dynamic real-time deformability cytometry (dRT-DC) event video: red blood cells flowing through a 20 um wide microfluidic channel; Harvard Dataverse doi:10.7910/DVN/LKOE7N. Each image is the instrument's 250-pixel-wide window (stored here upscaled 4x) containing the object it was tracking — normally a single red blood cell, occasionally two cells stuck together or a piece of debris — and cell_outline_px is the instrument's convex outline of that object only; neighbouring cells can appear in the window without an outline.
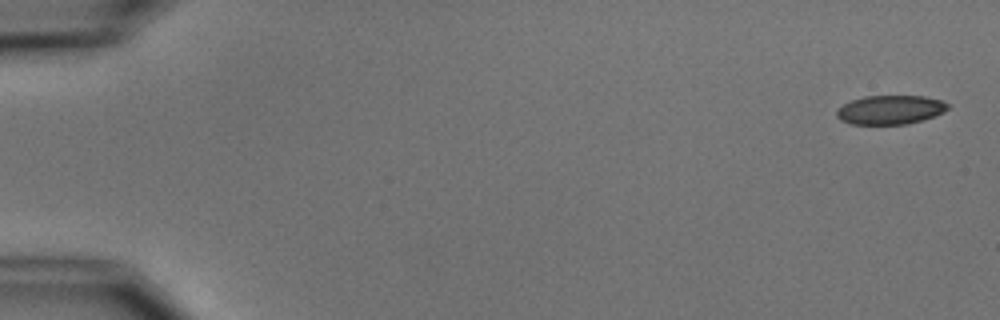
{"species": "common noctule bat (a hibernating species)", "species_latin": "Nyctalus noctula", "temperature_condition": "cold", "stored_images_in_passage": 6, "camera_frame_rate_fps": 3000, "um_per_image_px": 0.085, "animal": {"sex": "male", "body_mass_g": 15.6}, "frame": {"image": 1, "passage_image": 1, "time_ms": 0.0, "image_size_px": [1000, 320], "cell_outline_px": [[948, 108], [944, 112], [924, 120], [908, 124], [852, 124], [840, 120], [836, 116], [836, 112], [844, 104], [852, 100], [864, 96], [924, 96], [940, 100], [948, 104]], "centroid_in_image_um": [75.68, 9.34], "position_along_channel_um": 9.3, "area_um2": 18.73}}
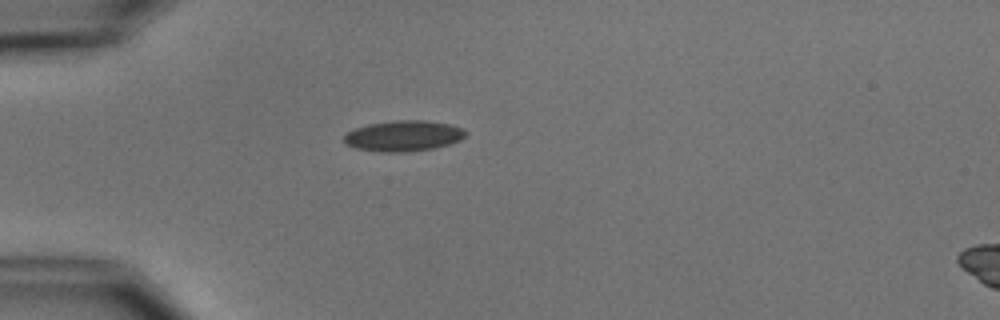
{"frame": {"image": 2, "passage_image": 5, "time_ms": 4.667, "image_size_px": [1000, 320], "cell_outline_px": [[468, 132], [460, 140], [448, 144], [432, 148], [404, 152], [380, 152], [356, 148], [344, 144], [344, 136], [348, 132], [356, 128], [368, 124], [392, 120], [424, 120], [452, 124], [464, 128]], "centroid_in_image_um": [34.3, 11.54], "position_along_channel_um": 50.7, "area_um2": 21.85}}